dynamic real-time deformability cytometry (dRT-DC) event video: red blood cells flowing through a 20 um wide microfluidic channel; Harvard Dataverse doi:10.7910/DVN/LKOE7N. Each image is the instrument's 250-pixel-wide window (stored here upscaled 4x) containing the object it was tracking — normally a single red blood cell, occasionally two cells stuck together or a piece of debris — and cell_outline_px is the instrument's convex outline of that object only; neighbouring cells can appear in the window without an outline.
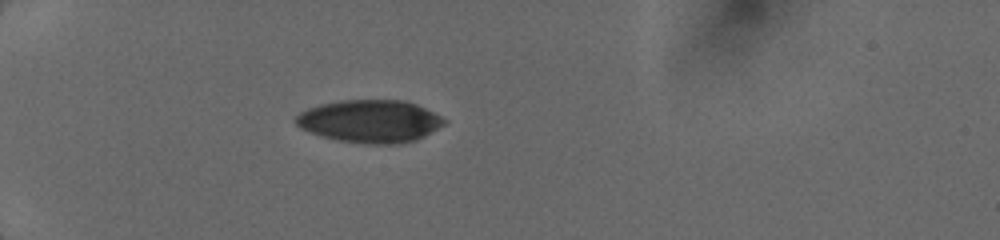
{"species": "human", "species_latin": "Homo sapiens", "temperature_condition": "cold", "stored_images_in_passage": 4, "camera_frame_rate_fps": 3000, "um_per_image_px": 0.085, "donor": {"sex": "female"}, "frame": {"image": 1, "passage_image": 4, "time_ms": 3.333, "image_size_px": [1000, 240], "cell_outline_px": [[448, 120], [444, 124], [424, 136], [416, 140], [400, 144], [372, 144], [340, 140], [324, 136], [300, 128], [292, 120], [300, 112], [308, 108], [320, 104], [340, 100], [404, 100], [416, 104]], "centroid_in_image_um": [31.44, 10.29], "position_along_channel_um": 53.6, "area_um2": 36.7}}